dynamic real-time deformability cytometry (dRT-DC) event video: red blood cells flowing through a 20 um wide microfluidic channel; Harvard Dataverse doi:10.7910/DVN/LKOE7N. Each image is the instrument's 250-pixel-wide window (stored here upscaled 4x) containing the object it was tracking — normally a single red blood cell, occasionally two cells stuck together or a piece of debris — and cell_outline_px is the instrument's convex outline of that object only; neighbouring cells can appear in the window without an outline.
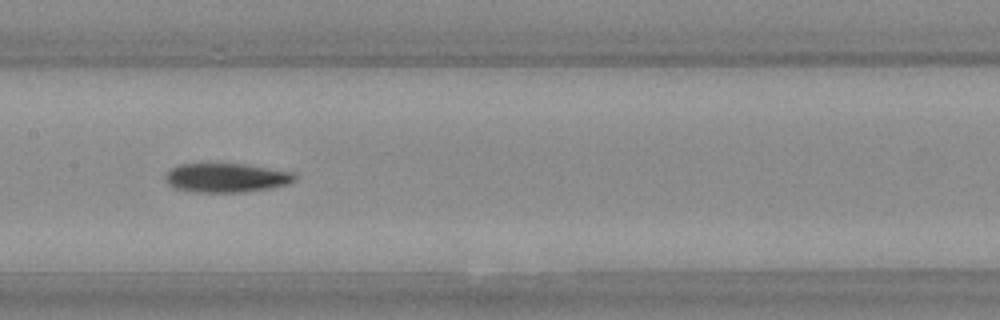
{"species": "Egyptian fruit bat (a non-hibernating species)", "species_latin": "Rousettus aegyptiacus", "temperature_condition": "warm", "stored_images_in_passage": 50, "camera_frame_rate_fps": 3000, "um_per_image_px": 0.085, "animal": {"sex": "female"}, "frame": {"image": 1, "passage_image": 22, "time_ms": 7.0, "image_size_px": [1000, 320], "cell_outline_px": [[296, 180], [288, 184], [272, 188], [244, 192], [196, 192], [176, 188], [168, 184], [168, 172], [172, 168], [180, 164], [244, 164], [292, 172], [296, 176]], "centroid_in_image_um": [19.3, 15.12], "position_along_channel_um": 188.1, "area_um2": 21.62}}